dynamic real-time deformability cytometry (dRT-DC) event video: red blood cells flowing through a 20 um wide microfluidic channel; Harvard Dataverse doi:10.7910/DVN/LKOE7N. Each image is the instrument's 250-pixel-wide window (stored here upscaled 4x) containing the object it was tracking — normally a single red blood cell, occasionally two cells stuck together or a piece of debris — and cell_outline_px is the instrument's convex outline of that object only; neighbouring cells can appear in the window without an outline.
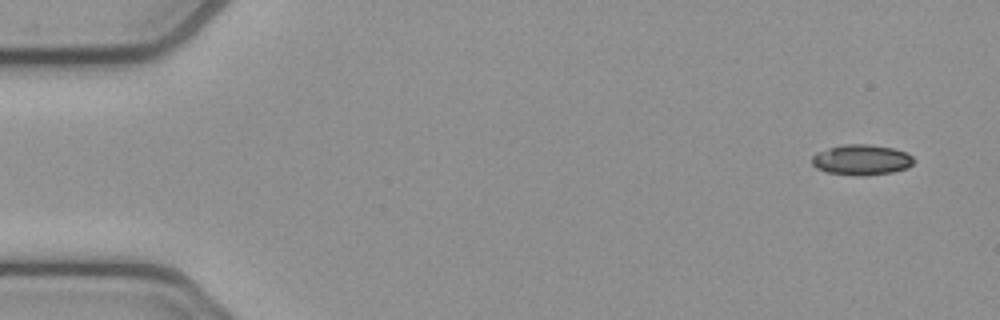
{"species": "common noctule bat (a hibernating species)", "species_latin": "Nyctalus noctula", "temperature_condition": "cold", "stored_images_in_passage": 4, "camera_frame_rate_fps": 3000, "um_per_image_px": 0.085, "animal": {"sex": "female", "body_mass_g": 21.9}, "frame": {"image": 1, "passage_image": 1, "time_ms": 0.0, "image_size_px": [1000, 320], "cell_outline_px": [[912, 164], [908, 168], [892, 172], [864, 176], [828, 172], [816, 168], [812, 164], [812, 156], [816, 152], [828, 148], [844, 144], [868, 144], [892, 148], [904, 152], [912, 156]], "centroid_in_image_um": [73.2, 13.58], "position_along_channel_um": 11.8, "area_um2": 17.92}}